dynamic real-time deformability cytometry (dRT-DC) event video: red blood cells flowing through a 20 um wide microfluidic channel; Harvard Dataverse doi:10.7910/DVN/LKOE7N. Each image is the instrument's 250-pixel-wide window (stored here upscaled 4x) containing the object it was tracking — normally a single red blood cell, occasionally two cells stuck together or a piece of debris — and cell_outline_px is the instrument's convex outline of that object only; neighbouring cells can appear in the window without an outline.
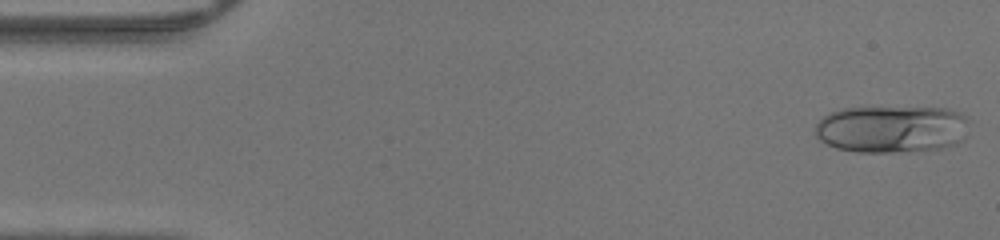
{"species": "human", "species_latin": "Homo sapiens", "temperature_condition": "warm", "stored_images_in_passage": 46, "camera_frame_rate_fps": 3000, "um_per_image_px": 0.085, "donor": {"sex": "male"}, "frame": {"image": 1, "passage_image": 1, "time_ms": 0.0, "image_size_px": [1000, 240], "cell_outline_px": [[972, 120], [968, 136], [964, 140], [956, 144], [944, 148], [908, 152], [856, 152], [836, 148], [820, 140], [816, 136], [816, 124], [828, 112], [844, 108], [944, 108], [960, 112]], "centroid_in_image_um": [75.89, 10.98], "position_along_channel_um": 9.1, "area_um2": 43.23}}
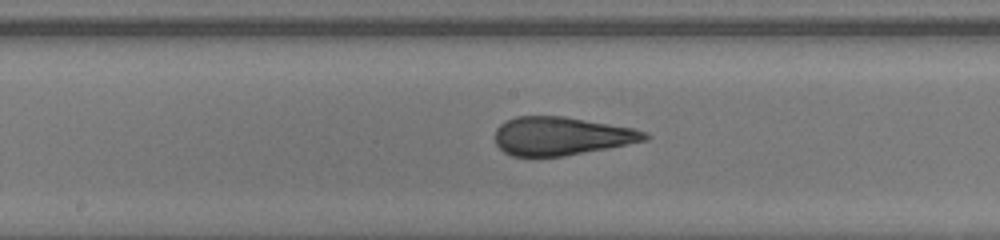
{"frame": {"image": 2, "passage_image": 23, "time_ms": 7.333, "image_size_px": [1000, 240], "cell_outline_px": [[652, 136], [648, 140], [608, 148], [564, 156], [512, 156], [504, 152], [496, 144], [496, 128], [504, 120], [516, 116], [564, 116], [632, 128], [648, 132]], "centroid_in_image_um": [47.72, 11.56], "position_along_channel_um": 200.5, "area_um2": 33.52}}
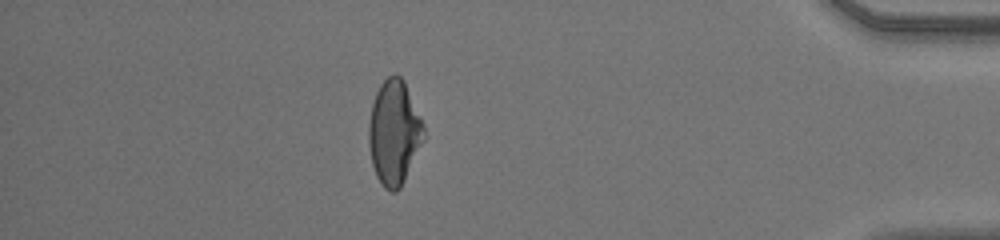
{"frame": {"image": 3, "passage_image": 40, "time_ms": 13.0, "image_size_px": [1000, 240], "cell_outline_px": [[424, 140], [400, 188], [396, 192], [392, 192], [384, 188], [376, 176], [372, 164], [368, 144], [368, 124], [372, 104], [376, 92], [380, 84], [388, 76], [396, 72], [404, 80], [424, 124]], "centroid_in_image_um": [33.49, 11.25], "position_along_channel_um": 401.7, "area_um2": 33.64}}